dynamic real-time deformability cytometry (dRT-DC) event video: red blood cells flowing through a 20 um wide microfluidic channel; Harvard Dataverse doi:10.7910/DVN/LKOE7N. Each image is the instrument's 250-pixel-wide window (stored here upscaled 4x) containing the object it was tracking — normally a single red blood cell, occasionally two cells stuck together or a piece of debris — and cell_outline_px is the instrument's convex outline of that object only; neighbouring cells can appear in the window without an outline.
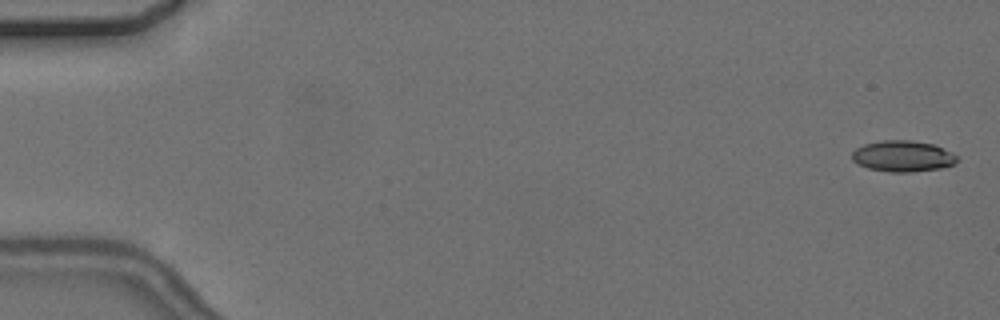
{"species": "common noctule bat (a hibernating species)", "species_latin": "Nyctalus noctula", "temperature_condition": "cold", "stored_images_in_passage": 9, "camera_frame_rate_fps": 3000, "um_per_image_px": 0.085, "animal": {"sex": "female", "body_mass_g": 24.6, "forearm_length_mm": 56.2}, "frame": {"image": 1, "passage_image": 1, "time_ms": 0.0, "image_size_px": [1000, 320], "cell_outline_px": [[960, 160], [952, 164], [940, 168], [908, 172], [888, 172], [868, 168], [852, 160], [852, 152], [856, 148], [864, 144], [884, 140], [908, 140], [932, 144], [952, 152]], "centroid_in_image_um": [76.73, 13.27], "position_along_channel_um": 8.3, "area_um2": 18.84}}
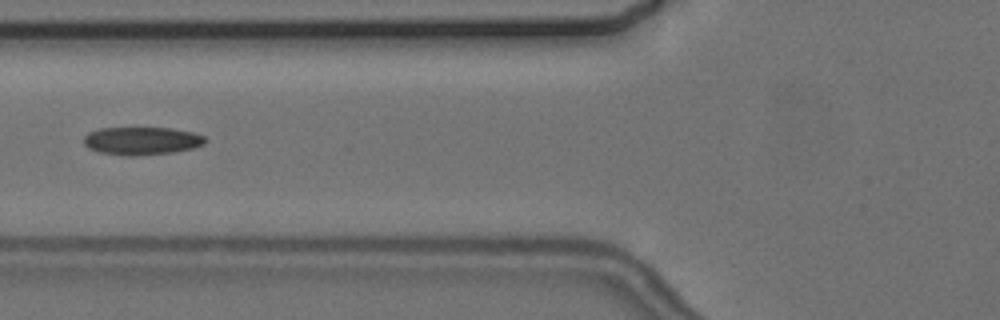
{"frame": {"image": 2, "passage_image": 7, "time_ms": 7.0, "image_size_px": [1000, 320], "cell_outline_px": [[208, 140], [204, 144], [192, 148], [172, 152], [132, 156], [128, 156], [100, 152], [88, 148], [84, 144], [84, 136], [88, 132], [100, 128], [172, 128], [192, 132], [204, 136]], "centroid_in_image_um": [12.04, 11.96], "position_along_channel_um": 113.8, "area_um2": 19.71}}
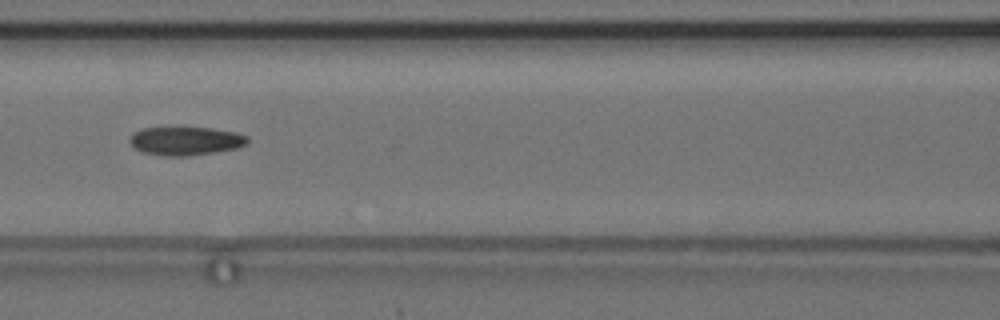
{"frame": {"image": 3, "passage_image": 8, "time_ms": 8.0, "image_size_px": [1000, 320], "cell_outline_px": [[248, 144], [236, 148], [212, 152], [184, 156], [168, 156], [144, 152], [136, 148], [128, 140], [132, 132], [140, 128], [212, 128], [236, 132], [248, 136]], "centroid_in_image_um": [15.78, 11.96], "position_along_channel_um": 150.8, "area_um2": 19.36}}